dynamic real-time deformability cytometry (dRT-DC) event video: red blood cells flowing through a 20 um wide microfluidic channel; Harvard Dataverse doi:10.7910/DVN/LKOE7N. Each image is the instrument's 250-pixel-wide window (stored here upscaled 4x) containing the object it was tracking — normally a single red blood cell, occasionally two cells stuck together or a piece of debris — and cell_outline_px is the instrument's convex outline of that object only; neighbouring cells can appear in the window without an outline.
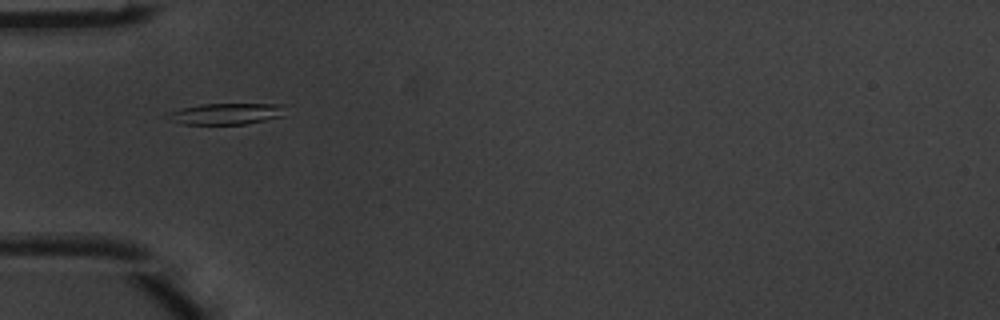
{"species": "common noctule bat (a hibernating species)", "species_latin": "Nyctalus noctula", "temperature_condition": "warm", "stored_images_in_passage": 4, "camera_frame_rate_fps": 3000, "um_per_image_px": 0.085, "animal": {"sex": "male", "body_mass_g": 20.1, "forearm_length_mm": 53.5}, "frame": {"image": 1, "passage_image": 3, "time_ms": 0.667, "image_size_px": [1000, 320], "cell_outline_px": [[292, 104], [288, 116], [248, 124], [180, 124], [164, 120], [168, 112], [180, 108], [200, 104]], "centroid_in_image_um": [19.36, 9.67], "position_along_channel_um": 65.6, "area_um2": 15.55}}